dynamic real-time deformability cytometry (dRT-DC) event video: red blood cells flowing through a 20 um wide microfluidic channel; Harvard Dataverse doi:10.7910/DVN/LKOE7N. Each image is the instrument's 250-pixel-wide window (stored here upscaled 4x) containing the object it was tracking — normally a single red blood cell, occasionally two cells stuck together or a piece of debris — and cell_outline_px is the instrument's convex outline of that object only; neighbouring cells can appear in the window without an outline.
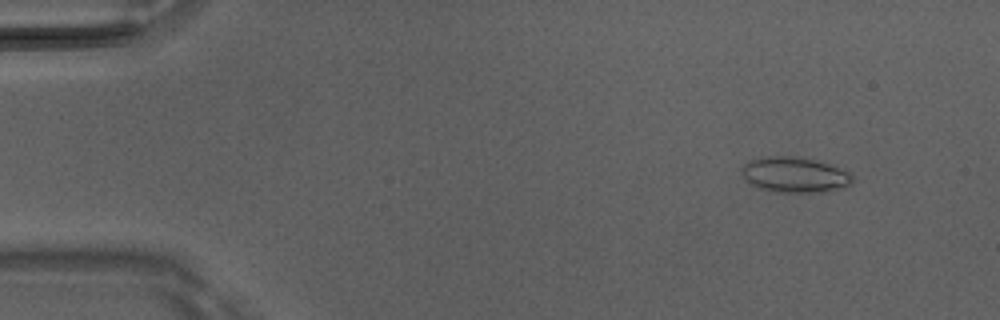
{"species": "Egyptian fruit bat (a non-hibernating species)", "species_latin": "Rousettus aegyptiacus", "temperature_condition": "room temperature", "stored_images_in_passage": 8, "camera_frame_rate_fps": 3000, "um_per_image_px": 0.085, "animal": {"sex": "male"}, "frame": {"image": 1, "passage_image": 2, "time_ms": 0.333, "image_size_px": [1000, 320], "cell_outline_px": [[852, 184], [844, 188], [824, 192], [780, 192], [760, 188], [752, 184], [740, 172], [740, 168], [744, 164], [752, 160], [772, 156], [796, 156], [816, 160], [852, 172]], "centroid_in_image_um": [67.61, 14.86], "position_along_channel_um": 17.4, "area_um2": 22.83}}
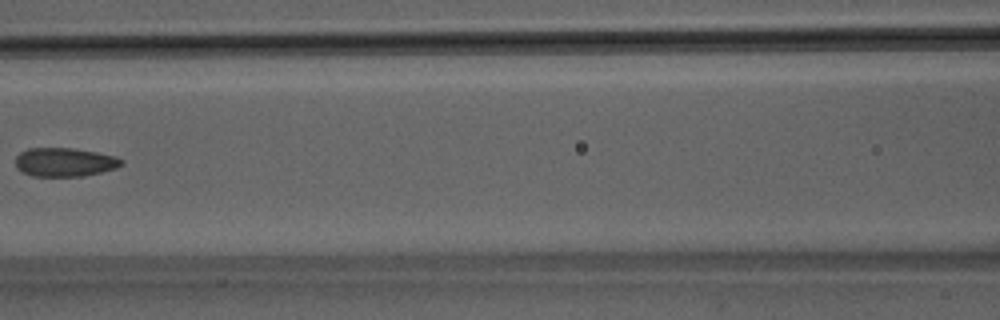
{"frame": {"image": 2, "passage_image": 7, "time_ms": 2.0, "image_size_px": [1000, 320], "cell_outline_px": [[124, 164], [116, 168], [100, 172], [80, 176], [32, 176], [20, 172], [16, 168], [16, 156], [20, 152], [28, 148], [72, 148], [96, 152], [116, 156], [124, 160]], "centroid_in_image_um": [5.48, 13.78], "position_along_channel_um": 161.1, "area_um2": 17.86}}